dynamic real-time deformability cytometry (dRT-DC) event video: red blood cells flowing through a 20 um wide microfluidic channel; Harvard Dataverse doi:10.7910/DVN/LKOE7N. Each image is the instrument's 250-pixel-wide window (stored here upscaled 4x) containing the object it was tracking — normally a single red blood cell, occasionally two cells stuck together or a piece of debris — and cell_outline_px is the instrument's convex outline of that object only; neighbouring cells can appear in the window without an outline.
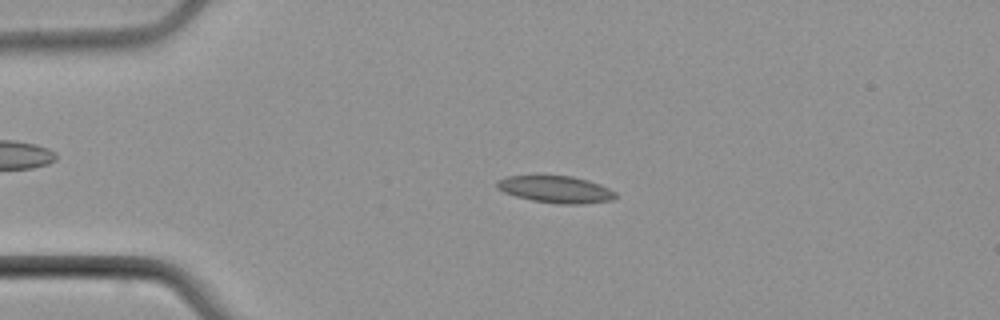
{"species": "common noctule bat (a hibernating species)", "species_latin": "Nyctalus noctula", "temperature_condition": "cold", "stored_images_in_passage": 3, "camera_frame_rate_fps": 3000, "um_per_image_px": 0.085, "animal": {"sex": "male", "body_mass_g": 21.5, "forearm_length_mm": 52.0}, "frame": {"image": 1, "passage_image": 2, "time_ms": 2.333, "image_size_px": [1000, 320], "cell_outline_px": [[616, 196], [612, 200], [584, 204], [560, 204], [532, 200], [516, 196], [504, 192], [496, 188], [496, 180], [508, 176], [572, 176], [588, 180], [600, 184], [616, 192]], "centroid_in_image_um": [47.24, 16.1], "position_along_channel_um": 37.8, "area_um2": 18.61}}